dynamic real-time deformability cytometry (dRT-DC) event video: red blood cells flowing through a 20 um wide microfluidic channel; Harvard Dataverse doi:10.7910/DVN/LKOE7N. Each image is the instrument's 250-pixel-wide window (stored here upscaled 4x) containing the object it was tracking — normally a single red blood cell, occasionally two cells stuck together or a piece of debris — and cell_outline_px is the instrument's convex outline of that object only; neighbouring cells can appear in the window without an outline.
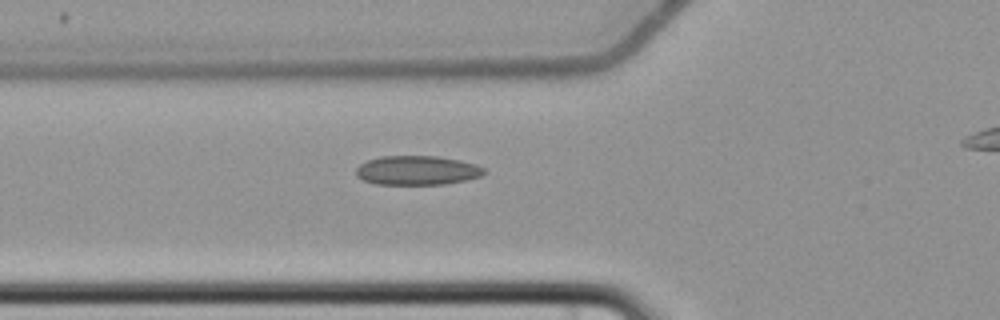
{"species": "common noctule bat (a hibernating species)", "species_latin": "Nyctalus noctula", "temperature_condition": "cold", "stored_images_in_passage": 6, "segment_of_instrument_passage": [1, 2], "camera_frame_rate_fps": 3000, "um_per_image_px": 0.085, "animal": {"sex": "female", "body_mass_g": 22.7, "forearm_length_mm": 54.2}, "frame": {"image": 1, "passage_image": 5, "time_ms": 4.667, "image_size_px": [1000, 320], "cell_outline_px": [[484, 172], [480, 176], [464, 180], [444, 184], [376, 184], [364, 180], [356, 176], [356, 168], [360, 164], [368, 160], [380, 156], [436, 156], [460, 160], [476, 164], [484, 168]], "centroid_in_image_um": [35.43, 14.47], "position_along_channel_um": 90.4, "area_um2": 21.68}}